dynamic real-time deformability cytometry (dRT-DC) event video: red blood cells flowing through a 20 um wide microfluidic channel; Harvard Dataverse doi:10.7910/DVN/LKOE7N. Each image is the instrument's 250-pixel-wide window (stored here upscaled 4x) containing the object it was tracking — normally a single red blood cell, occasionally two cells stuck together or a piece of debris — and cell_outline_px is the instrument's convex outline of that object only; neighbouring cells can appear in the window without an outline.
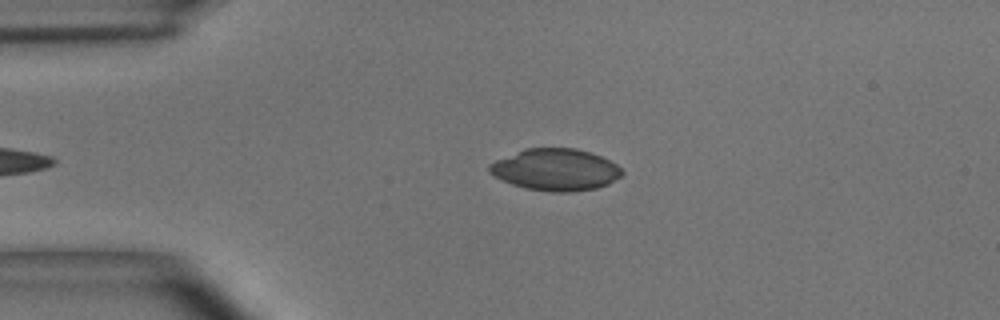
{"species": "common noctule bat (a hibernating species)", "species_latin": "Nyctalus noctula", "temperature_condition": "room temperature", "stored_images_in_passage": 16, "camera_frame_rate_fps": 3000, "um_per_image_px": 0.085, "animal": {"sex": "male", "body_mass_g": 15.6}, "frame": {"image": 1, "passage_image": 4, "time_ms": 1.0, "image_size_px": [1000, 320], "cell_outline_px": [[624, 172], [620, 176], [608, 184], [596, 188], [572, 192], [552, 192], [524, 188], [512, 184], [488, 172], [488, 164], [496, 160], [524, 148], [576, 148], [592, 152], [616, 164]], "centroid_in_image_um": [47.22, 14.42], "position_along_channel_um": 37.8, "area_um2": 32.31}}